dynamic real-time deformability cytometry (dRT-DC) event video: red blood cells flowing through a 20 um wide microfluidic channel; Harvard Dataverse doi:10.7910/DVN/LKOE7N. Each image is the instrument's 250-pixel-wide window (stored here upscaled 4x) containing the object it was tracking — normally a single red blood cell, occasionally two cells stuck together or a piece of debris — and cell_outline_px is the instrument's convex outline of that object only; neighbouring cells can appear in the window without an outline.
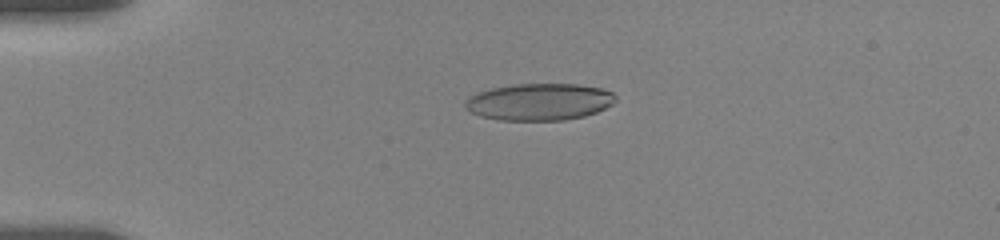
{"species": "human", "species_latin": "Homo sapiens", "temperature_condition": "room temperature", "stored_images_in_passage": 56, "camera_frame_rate_fps": 3000, "um_per_image_px": 0.085, "donor": {"sex": "female"}, "frame": {"image": 1, "passage_image": 14, "time_ms": 4.333, "image_size_px": [1000, 240], "cell_outline_px": [[616, 100], [612, 104], [596, 112], [584, 116], [564, 120], [500, 120], [480, 116], [464, 108], [464, 100], [476, 92], [492, 88], [512, 84], [576, 84], [604, 88], [612, 92], [616, 96]], "centroid_in_image_um": [45.83, 8.65], "position_along_channel_um": 39.2, "area_um2": 32.54}}
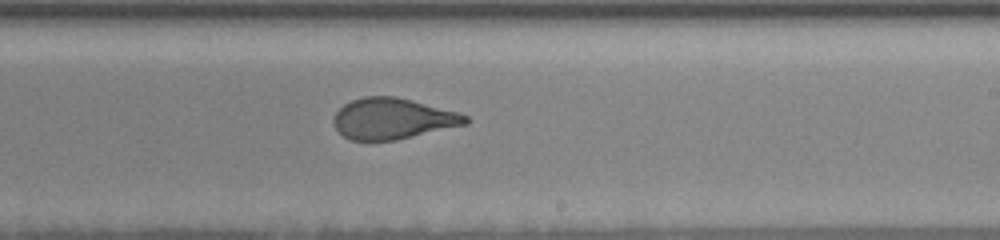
{"frame": {"image": 2, "passage_image": 35, "time_ms": 11.333, "image_size_px": [1000, 240], "cell_outline_px": [[468, 124], [396, 140], [348, 140], [336, 128], [332, 120], [336, 112], [344, 104], [352, 100], [364, 96], [396, 96], [460, 112], [468, 116]], "centroid_in_image_um": [33.39, 10.08], "position_along_channel_um": 255.6, "area_um2": 31.56}}
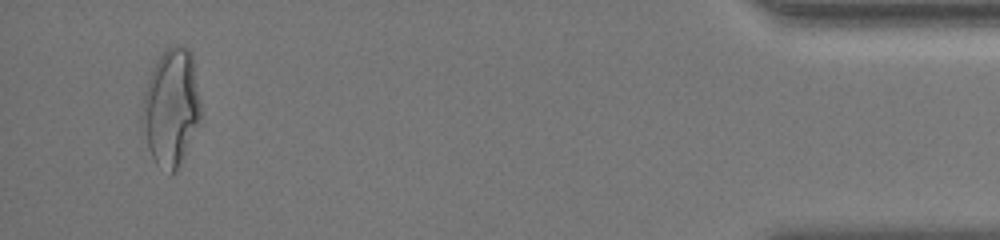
{"frame": {"image": 3, "passage_image": 54, "time_ms": 17.667, "image_size_px": [1000, 240], "cell_outline_px": [[200, 124], [176, 172], [172, 176], [168, 176], [152, 160], [148, 148], [140, 120], [140, 116], [144, 92], [148, 80], [160, 56], [172, 44], [176, 44], [188, 48], [192, 52], [200, 100]], "centroid_in_image_um": [14.54, 9.2], "position_along_channel_um": 420.7, "area_um2": 40.58}, "authors_computed_cell_mechanics": {"area_um2": 32.7148, "velocity_mm_per_s": 3.6477, "shape_relaxation_time_tau1_ms": 4.3444, "shape_relaxation_time_tau2_ms": 1.0026, "deformation_change_tau1": 0.1903, "deformation_change_tau2": 0.087}}